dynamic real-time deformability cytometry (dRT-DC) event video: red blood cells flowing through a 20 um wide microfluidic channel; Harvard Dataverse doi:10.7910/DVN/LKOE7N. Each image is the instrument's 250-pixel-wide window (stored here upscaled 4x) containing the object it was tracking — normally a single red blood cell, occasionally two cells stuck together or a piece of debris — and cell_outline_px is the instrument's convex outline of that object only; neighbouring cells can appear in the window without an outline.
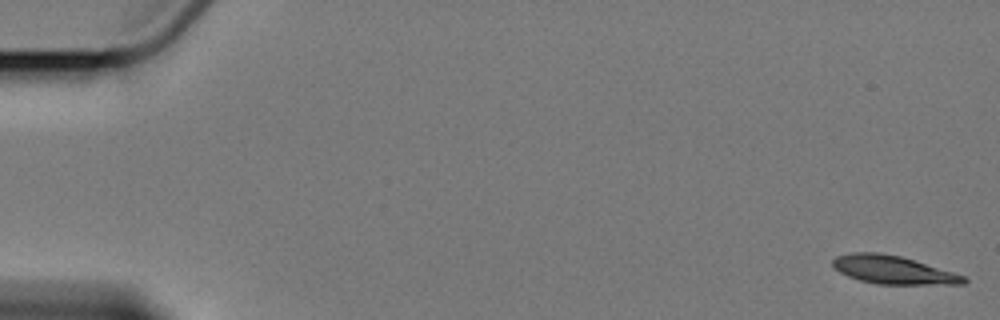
{"species": "Egyptian fruit bat (a non-hibernating species)", "species_latin": "Rousettus aegyptiacus", "temperature_condition": "cold", "stored_images_in_passage": 5, "camera_frame_rate_fps": 3000, "um_per_image_px": 0.085, "animal": {"sex": "female"}, "frame": {"image": 1, "passage_image": 1, "time_ms": 0.0, "image_size_px": [1000, 320], "cell_outline_px": [[968, 280], [964, 284], [876, 284], [860, 280], [848, 276], [840, 272], [832, 264], [832, 260], [836, 256], [852, 252], [876, 252], [900, 256], [952, 272], [964, 276]], "centroid_in_image_um": [75.88, 22.94], "position_along_channel_um": 9.1, "area_um2": 21.21}}
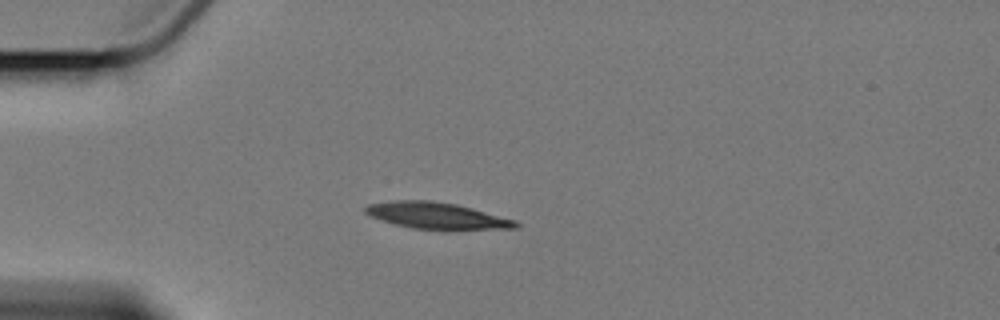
{"frame": {"image": 2, "passage_image": 5, "time_ms": 5.0, "image_size_px": [1000, 320], "cell_outline_px": [[520, 228], [412, 228], [396, 224], [372, 216], [364, 212], [364, 208], [368, 204], [392, 200], [432, 200], [456, 204], [472, 208], [516, 220], [520, 224]], "centroid_in_image_um": [37.11, 18.29], "position_along_channel_um": 47.9, "area_um2": 22.48}}